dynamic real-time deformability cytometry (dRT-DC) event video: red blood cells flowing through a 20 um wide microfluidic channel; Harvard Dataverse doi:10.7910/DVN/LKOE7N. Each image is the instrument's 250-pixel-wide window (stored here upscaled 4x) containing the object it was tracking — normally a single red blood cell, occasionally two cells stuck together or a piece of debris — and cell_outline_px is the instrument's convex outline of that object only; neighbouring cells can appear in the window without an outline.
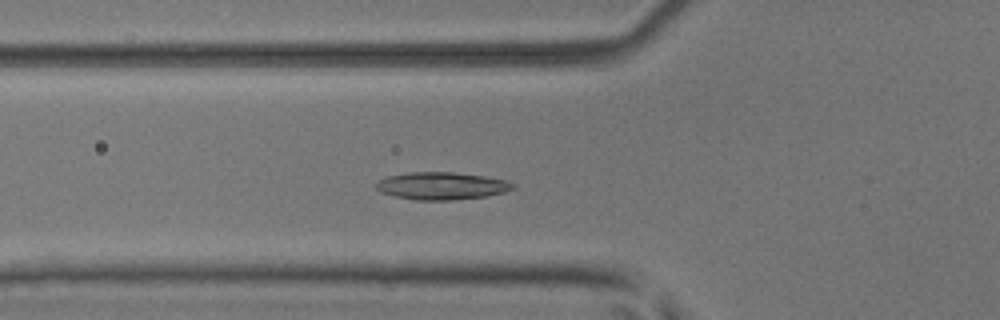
{"species": "common noctule bat (a hibernating species)", "species_latin": "Nyctalus noctula", "temperature_condition": "room temperature", "stored_images_in_passage": 49, "camera_frame_rate_fps": 3000, "um_per_image_px": 0.085, "animal": {"sex": "male", "body_mass_g": 17.9, "forearm_length_mm": 54.2}, "frame": {"image": 1, "passage_image": 16, "time_ms": 5.0, "image_size_px": [1000, 320], "cell_outline_px": [[516, 188], [504, 192], [484, 196], [456, 200], [416, 200], [396, 196], [380, 192], [376, 188], [376, 184], [380, 180], [388, 176], [408, 172], [456, 172], [484, 176], [508, 180], [516, 184]], "centroid_in_image_um": [37.58, 15.79], "position_along_channel_um": 88.2, "area_um2": 21.96}}
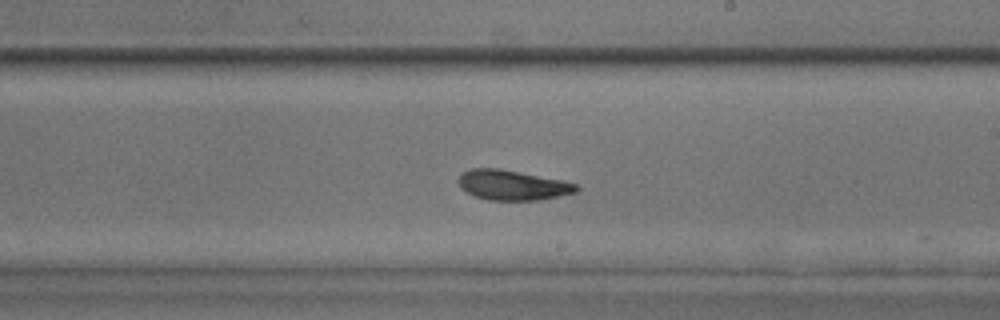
{"frame": {"image": 2, "passage_image": 28, "time_ms": 9.0, "image_size_px": [1000, 320], "cell_outline_px": [[580, 188], [576, 192], [540, 200], [488, 200], [476, 196], [468, 192], [460, 184], [460, 176], [464, 172], [472, 168], [500, 168], [564, 180], [576, 184]], "centroid_in_image_um": [43.63, 15.73], "position_along_channel_um": 245.4, "area_um2": 20.4}}
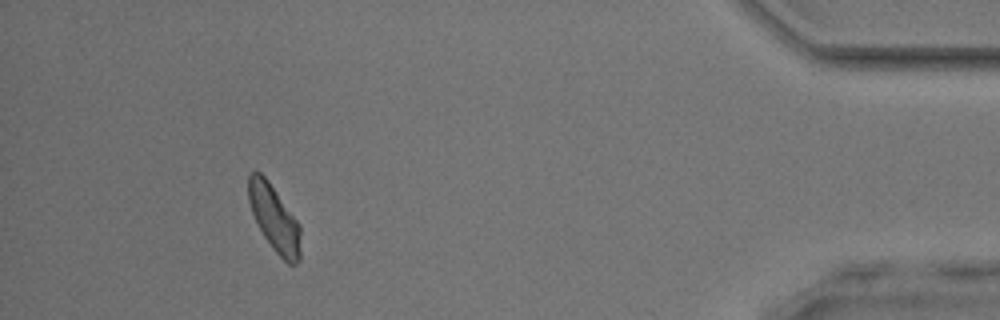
{"frame": {"image": 3, "passage_image": 45, "time_ms": 14.667, "image_size_px": [1000, 320], "cell_outline_px": [[300, 260], [296, 264], [288, 264], [272, 248], [264, 236], [252, 212], [248, 200], [248, 176], [252, 172], [260, 172], [268, 180], [300, 224]], "centroid_in_image_um": [23.33, 18.56], "position_along_channel_um": 411.9, "area_um2": 19.94}, "authors_computed_cell_mechanics": {"area_um2": 20.6346, "velocity_mm_per_s": 3.9403, "shape_relaxation_time_tau1_ms": null, "shape_relaxation_time_tau2_ms": 5.8455, "deformation_change_tau1": null, "deformation_change_tau2": 0.1361}}